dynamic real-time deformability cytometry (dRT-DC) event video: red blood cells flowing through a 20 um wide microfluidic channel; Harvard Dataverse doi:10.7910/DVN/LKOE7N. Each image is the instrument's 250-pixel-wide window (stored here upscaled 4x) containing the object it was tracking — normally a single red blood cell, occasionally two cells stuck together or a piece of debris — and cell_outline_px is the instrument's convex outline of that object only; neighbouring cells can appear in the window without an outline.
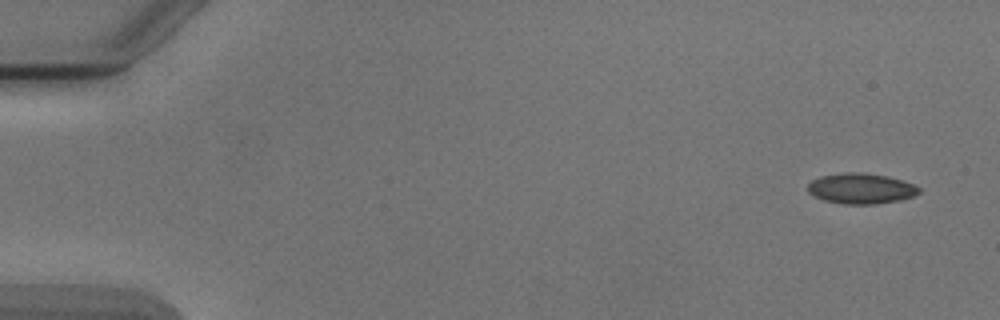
{"species": "Egyptian fruit bat (a non-hibernating species)", "species_latin": "Rousettus aegyptiacus", "temperature_condition": "cold", "stored_images_in_passage": 6, "camera_frame_rate_fps": 3000, "um_per_image_px": 0.085, "animal": {"sex": "male"}, "frame": {"image": 1, "passage_image": 1, "time_ms": 0.0, "image_size_px": [1000, 320], "cell_outline_px": [[920, 192], [912, 196], [900, 200], [876, 204], [844, 204], [824, 200], [808, 192], [808, 184], [812, 180], [820, 176], [844, 172], [864, 172], [888, 176], [912, 184], [920, 188]], "centroid_in_image_um": [73.17, 16.01], "position_along_channel_um": 11.8, "area_um2": 19.71}}
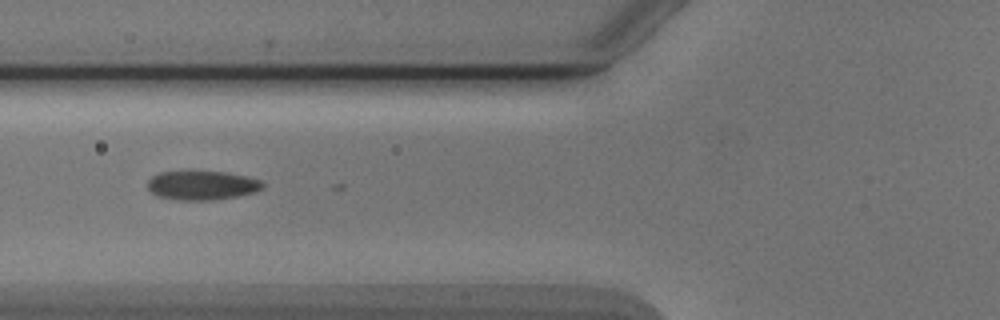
{"frame": {"image": 2, "passage_image": 6, "time_ms": 6.0, "image_size_px": [1000, 320], "cell_outline_px": [[264, 188], [256, 192], [236, 196], [212, 200], [180, 200], [160, 196], [152, 192], [148, 188], [148, 180], [152, 176], [160, 172], [224, 172], [244, 176], [260, 180], [264, 184]], "centroid_in_image_um": [17.19, 15.76], "position_along_channel_um": 108.6, "area_um2": 19.19}}